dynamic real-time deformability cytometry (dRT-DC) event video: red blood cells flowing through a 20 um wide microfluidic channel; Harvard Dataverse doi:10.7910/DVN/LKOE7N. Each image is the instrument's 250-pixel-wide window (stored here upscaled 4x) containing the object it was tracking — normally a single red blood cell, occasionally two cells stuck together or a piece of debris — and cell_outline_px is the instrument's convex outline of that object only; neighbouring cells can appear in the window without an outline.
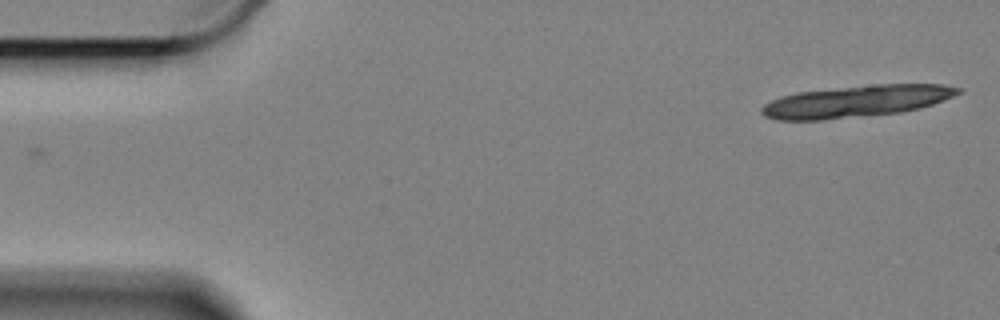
{"species": "Egyptian fruit bat (a non-hibernating species)", "species_latin": "Rousettus aegyptiacus", "temperature_condition": "cold", "stored_images_in_passage": 10, "camera_frame_rate_fps": 3000, "um_per_image_px": 0.085, "animal": {"sex": "female"}, "frame": {"image": 1, "passage_image": 1, "time_ms": 0.0, "image_size_px": [1000, 320], "cell_outline_px": [[964, 92], [932, 104], [920, 108], [900, 112], [824, 120], [776, 120], [764, 116], [760, 112], [760, 108], [764, 104], [772, 100], [784, 96], [800, 92], [876, 84], [944, 84], [964, 88]], "centroid_in_image_um": [72.83, 8.61], "position_along_channel_um": 12.2, "area_um2": 36.24}}